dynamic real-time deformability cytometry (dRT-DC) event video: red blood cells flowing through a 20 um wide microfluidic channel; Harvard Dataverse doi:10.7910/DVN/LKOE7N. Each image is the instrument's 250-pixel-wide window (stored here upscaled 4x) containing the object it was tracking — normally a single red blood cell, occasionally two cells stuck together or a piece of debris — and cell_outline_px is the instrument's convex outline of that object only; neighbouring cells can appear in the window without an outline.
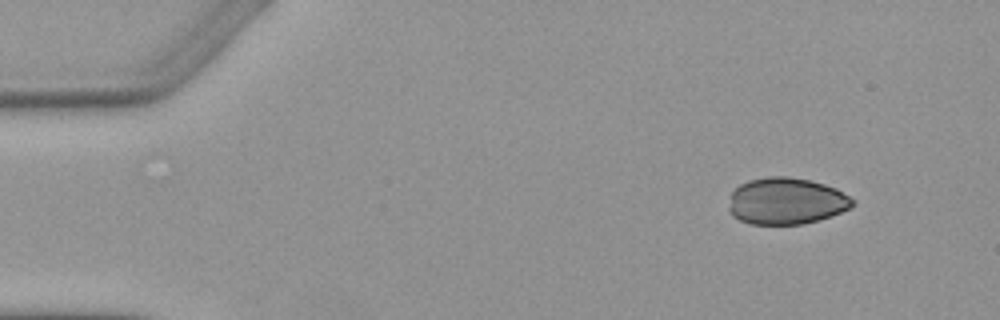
{"species": "Egyptian fruit bat (a non-hibernating species)", "species_latin": "Rousettus aegyptiacus", "temperature_condition": "warm", "stored_images_in_passage": 5, "camera_frame_rate_fps": 3000, "um_per_image_px": 0.085, "animal": {"sex": "female"}, "frame": {"image": 1, "passage_image": 1, "time_ms": 0.0, "image_size_px": [1000, 320], "cell_outline_px": [[856, 204], [840, 212], [820, 220], [804, 224], [748, 224], [732, 216], [728, 212], [728, 208], [732, 192], [740, 184], [748, 180], [768, 176], [788, 176], [808, 180], [824, 184], [836, 188], [856, 200]], "centroid_in_image_um": [66.82, 17.09], "position_along_channel_um": 18.2, "area_um2": 33.93}}
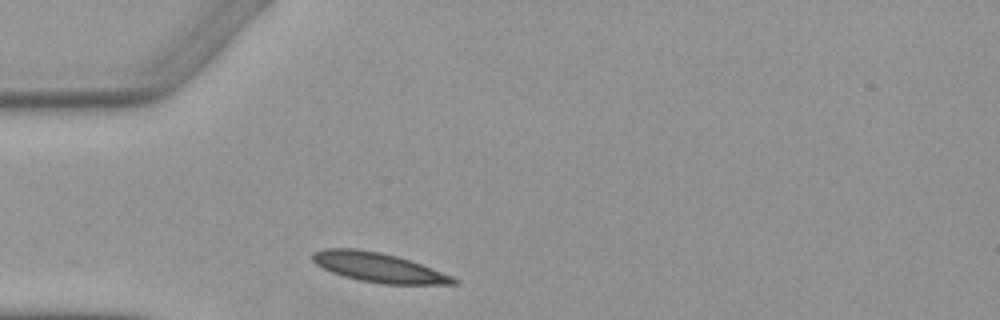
{"frame": {"image": 2, "passage_image": 5, "time_ms": 4.667, "image_size_px": [1000, 320], "cell_outline_px": [[460, 284], [380, 284], [356, 280], [332, 272], [316, 264], [312, 260], [312, 252], [324, 248], [356, 248], [380, 252], [396, 256], [420, 264], [452, 276], [460, 280]], "centroid_in_image_um": [32.15, 22.73], "position_along_channel_um": 52.8, "area_um2": 24.16}}